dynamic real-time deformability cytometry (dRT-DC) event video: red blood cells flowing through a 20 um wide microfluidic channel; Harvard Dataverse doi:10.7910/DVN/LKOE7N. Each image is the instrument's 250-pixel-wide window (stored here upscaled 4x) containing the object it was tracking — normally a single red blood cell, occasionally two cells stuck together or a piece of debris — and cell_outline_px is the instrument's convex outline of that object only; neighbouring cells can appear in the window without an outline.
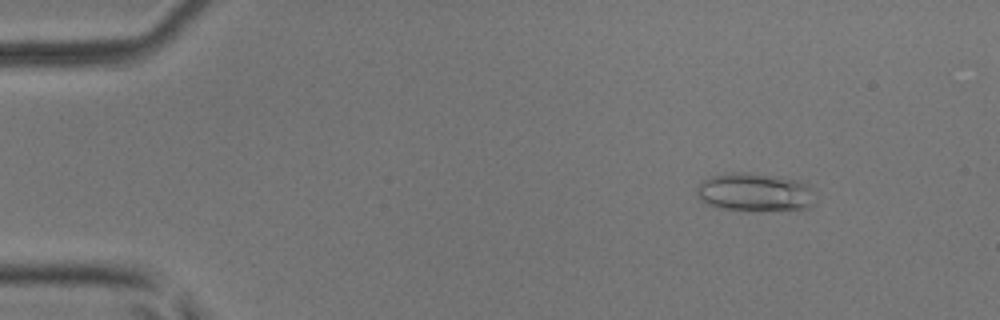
{"species": "common noctule bat (a hibernating species)", "species_latin": "Nyctalus noctula", "temperature_condition": "room temperature", "stored_images_in_passage": 49, "camera_frame_rate_fps": 3000, "um_per_image_px": 0.085, "animal": {"sex": "male", "body_mass_g": 17.9, "forearm_length_mm": 54.2}, "frame": {"image": 1, "passage_image": 7, "time_ms": 2.0, "image_size_px": [1000, 320], "cell_outline_px": [[812, 204], [808, 208], [716, 208], [700, 200], [696, 196], [696, 192], [700, 184], [704, 180], [712, 176], [732, 172], [752, 172], [780, 176], [796, 180], [808, 184]], "centroid_in_image_um": [64.07, 16.28], "position_along_channel_um": 20.9, "area_um2": 25.37}}
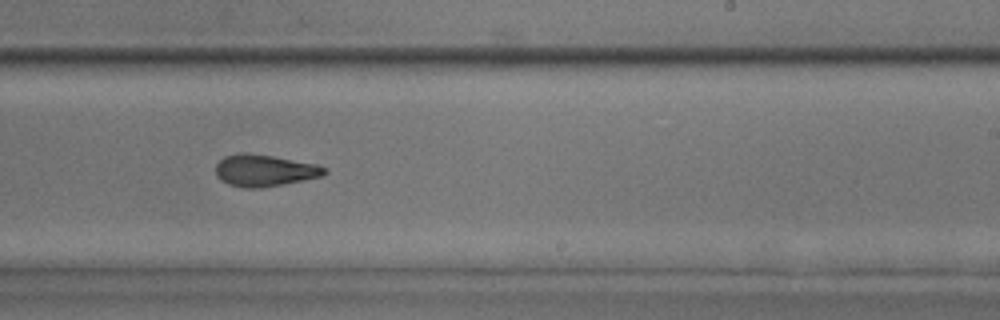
{"frame": {"image": 2, "passage_image": 32, "time_ms": 10.333, "image_size_px": [1000, 320], "cell_outline_px": [[328, 172], [324, 176], [260, 188], [244, 188], [228, 184], [220, 180], [216, 176], [216, 164], [224, 156], [240, 152], [272, 156], [320, 164], [328, 168]], "centroid_in_image_um": [22.51, 14.49], "position_along_channel_um": 266.5, "area_um2": 20.35}}
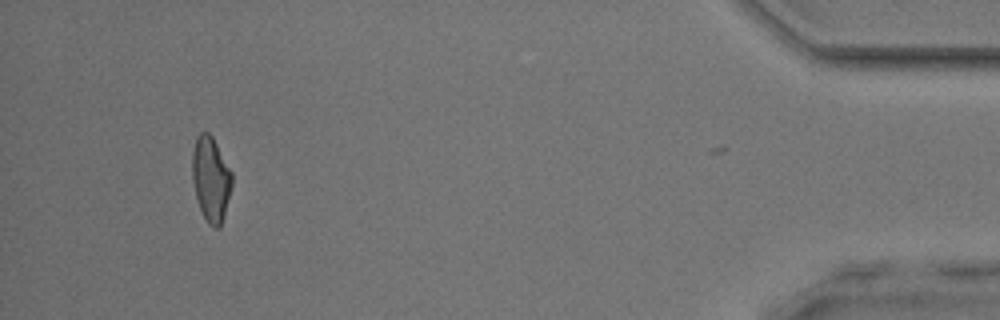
{"frame": {"image": 3, "passage_image": 48, "time_ms": 15.667, "image_size_px": [1000, 320], "cell_outline_px": [[232, 184], [224, 216], [220, 228], [216, 228], [208, 224], [200, 208], [196, 196], [192, 180], [192, 152], [196, 136], [200, 132], [208, 132], [212, 136], [232, 172]], "centroid_in_image_um": [17.92, 15.2], "position_along_channel_um": 417.3, "area_um2": 19.59}, "authors_computed_cell_mechanics": {"area_um2": 20.3456, "velocity_mm_per_s": 4.1023, "shape_relaxation_time_tau1_ms": null, "shape_relaxation_time_tau2_ms": 2.8881, "deformation_change_tau1": null, "deformation_change_tau2": 0.1142}}